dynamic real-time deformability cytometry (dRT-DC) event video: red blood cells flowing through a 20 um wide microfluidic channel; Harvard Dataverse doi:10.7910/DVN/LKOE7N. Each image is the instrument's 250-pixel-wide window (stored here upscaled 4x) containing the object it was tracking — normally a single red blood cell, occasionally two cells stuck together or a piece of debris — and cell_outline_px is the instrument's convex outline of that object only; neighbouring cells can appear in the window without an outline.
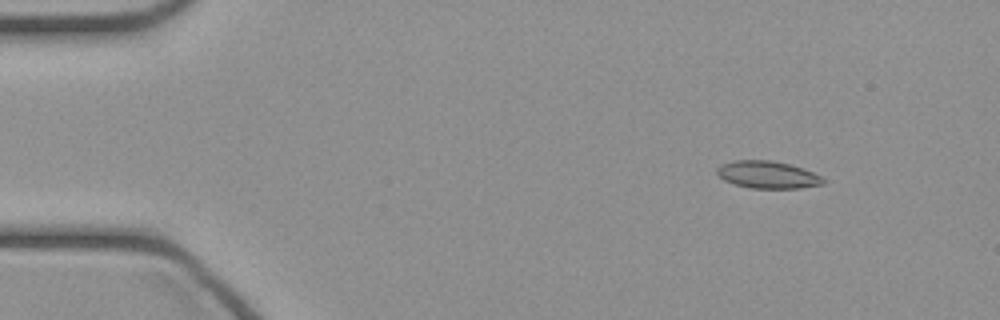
{"species": "common noctule bat (a hibernating species)", "species_latin": "Nyctalus noctula", "temperature_condition": "cold", "stored_images_in_passage": 48, "camera_frame_rate_fps": 3000, "um_per_image_px": 0.085, "animal": {"sex": "female", "body_mass_g": 21.9}, "frame": {"image": 1, "passage_image": 6, "time_ms": 1.667, "image_size_px": [1000, 320], "cell_outline_px": [[824, 184], [800, 188], [752, 188], [736, 184], [724, 180], [716, 172], [716, 168], [720, 164], [732, 160], [772, 160], [804, 168], [820, 176], [824, 180]], "centroid_in_image_um": [65.23, 14.84], "position_along_channel_um": 19.8, "area_um2": 16.88}}
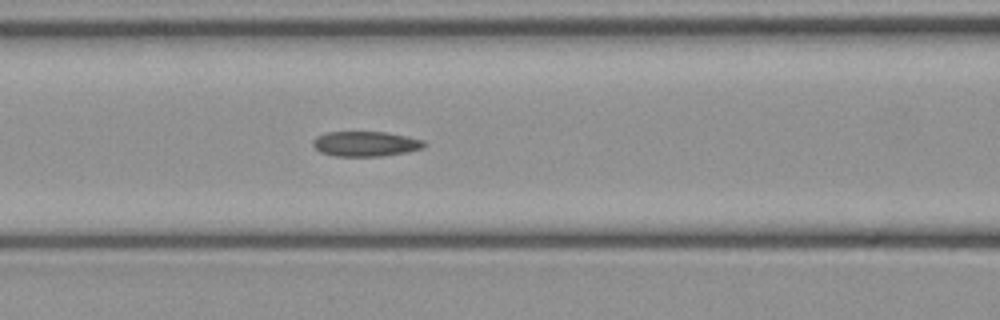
{"frame": {"image": 2, "passage_image": 20, "time_ms": 6.333, "image_size_px": [1000, 320], "cell_outline_px": [[428, 144], [424, 148], [408, 152], [384, 156], [336, 156], [320, 152], [312, 144], [312, 140], [316, 136], [324, 132], [388, 132], [408, 136], [424, 140]], "centroid_in_image_um": [31.11, 12.22], "position_along_channel_um": 135.5, "area_um2": 16.53}}
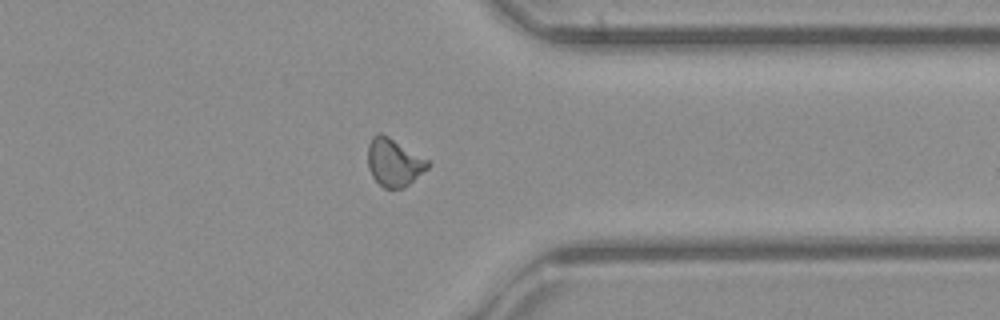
{"frame": {"image": 3, "passage_image": 37, "time_ms": 12.0, "image_size_px": [1000, 320], "cell_outline_px": [[432, 164], [428, 168], [404, 188], [384, 188], [372, 176], [368, 168], [368, 144], [372, 136], [376, 132], [380, 132], [388, 136], [428, 160]], "centroid_in_image_um": [33.47, 13.79], "position_along_channel_um": 377.9, "area_um2": 16.65}}